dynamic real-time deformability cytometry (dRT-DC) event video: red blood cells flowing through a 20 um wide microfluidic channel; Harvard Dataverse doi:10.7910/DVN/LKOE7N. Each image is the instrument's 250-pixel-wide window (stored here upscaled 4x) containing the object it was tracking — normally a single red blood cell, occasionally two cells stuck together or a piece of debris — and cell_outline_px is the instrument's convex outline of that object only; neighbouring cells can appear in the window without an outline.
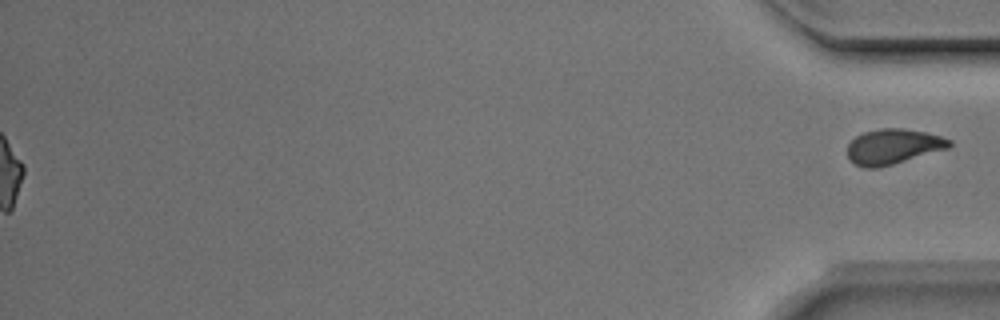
{"species": "Egyptian fruit bat (a non-hibernating species)", "species_latin": "Rousettus aegyptiacus", "temperature_condition": "room temperature", "stored_images_in_passage": 38, "segment_of_instrument_passage": [2, 2], "camera_frame_rate_fps": 3000, "um_per_image_px": 0.085, "animal": {"sex": "male"}, "frame": {"image": 1, "passage_image": 38, "time_ms": 12.333, "image_size_px": [1000, 320], "cell_outline_px": [[952, 144], [948, 148], [880, 168], [864, 168], [848, 160], [848, 144], [856, 136], [864, 132], [880, 128], [900, 128], [924, 132], [940, 136], [952, 140]], "centroid_in_image_um": [75.89, 12.46], "position_along_channel_um": 359.3, "area_um2": 20.87}}